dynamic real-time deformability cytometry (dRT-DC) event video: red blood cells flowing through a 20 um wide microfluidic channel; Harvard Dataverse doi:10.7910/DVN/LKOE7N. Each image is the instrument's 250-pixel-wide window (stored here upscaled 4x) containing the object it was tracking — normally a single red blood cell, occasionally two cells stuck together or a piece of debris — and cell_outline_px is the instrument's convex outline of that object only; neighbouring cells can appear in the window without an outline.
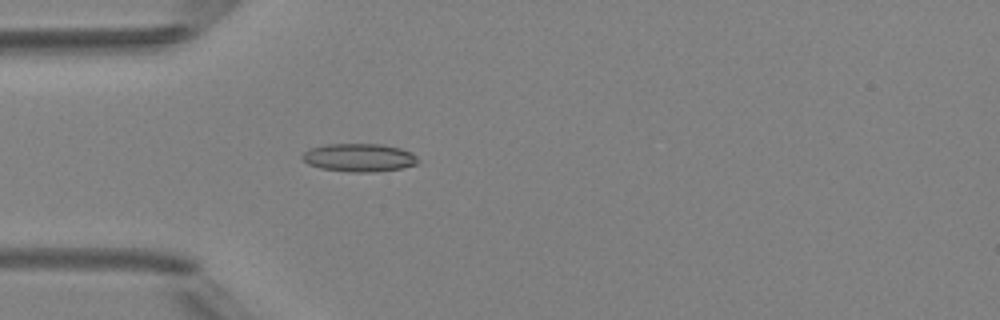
{"species": "Egyptian fruit bat (a non-hibernating species)", "species_latin": "Rousettus aegyptiacus", "temperature_condition": "room temperature", "stored_images_in_passage": 41, "camera_frame_rate_fps": 3000, "um_per_image_px": 0.085, "animal": {"sex": "female"}, "frame": {"image": 1, "passage_image": 7, "time_ms": 2.0, "image_size_px": [1000, 320], "cell_outline_px": [[420, 160], [416, 164], [400, 168], [372, 172], [352, 172], [320, 168], [308, 164], [300, 156], [308, 148], [324, 144], [380, 144], [400, 148], [412, 152]], "centroid_in_image_um": [30.5, 13.39], "position_along_channel_um": 54.5, "area_um2": 19.02}}
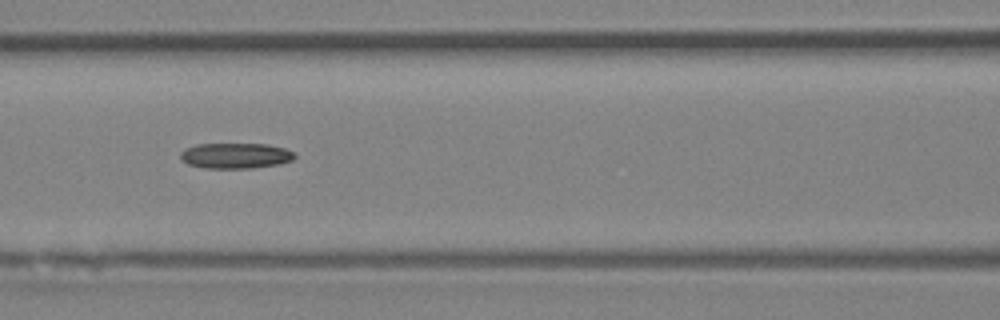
{"frame": {"image": 2, "passage_image": 14, "time_ms": 4.333, "image_size_px": [1000, 320], "cell_outline_px": [[296, 156], [292, 160], [280, 164], [252, 168], [204, 168], [188, 164], [180, 156], [180, 152], [184, 148], [196, 144], [268, 144], [284, 148], [296, 152]], "centroid_in_image_um": [20.04, 13.23], "position_along_channel_um": 146.6, "area_um2": 17.11}}
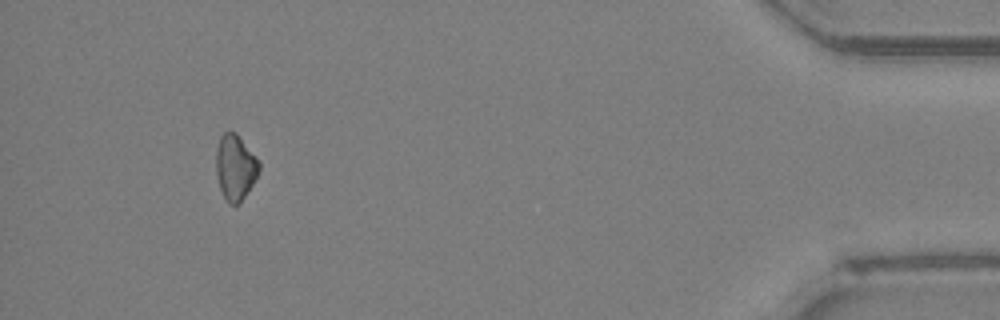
{"frame": {"image": 3, "passage_image": 38, "time_ms": 12.333, "image_size_px": [1000, 320], "cell_outline_px": [[260, 168], [252, 184], [240, 204], [228, 204], [220, 188], [216, 172], [216, 148], [220, 136], [228, 128], [236, 132], [260, 160]], "centroid_in_image_um": [20.0, 14.17], "position_along_channel_um": 415.2, "area_um2": 16.65}}